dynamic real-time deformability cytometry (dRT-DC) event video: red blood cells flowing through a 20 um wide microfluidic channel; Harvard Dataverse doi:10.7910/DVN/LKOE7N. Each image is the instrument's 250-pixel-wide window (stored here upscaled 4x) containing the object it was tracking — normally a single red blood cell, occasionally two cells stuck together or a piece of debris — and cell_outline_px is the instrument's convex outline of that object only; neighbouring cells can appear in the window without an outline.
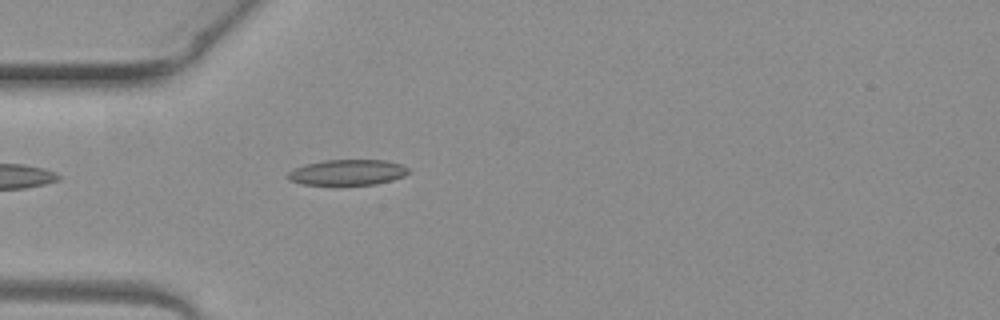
{"species": "common noctule bat (a hibernating species)", "species_latin": "Nyctalus noctula", "temperature_condition": "warm", "stored_images_in_passage": 5, "camera_frame_rate_fps": 3000, "um_per_image_px": 0.085, "animal": {"sex": "female", "body_mass_g": 19.3, "forearm_length_mm": 54.1}, "frame": {"image": 1, "passage_image": 5, "time_ms": 1.333, "image_size_px": [1000, 320], "cell_outline_px": [[408, 172], [404, 176], [392, 180], [376, 184], [304, 184], [288, 180], [288, 172], [304, 164], [324, 160], [384, 160], [404, 164], [408, 168]], "centroid_in_image_um": [29.56, 14.64], "position_along_channel_um": 55.4, "area_um2": 17.86}}